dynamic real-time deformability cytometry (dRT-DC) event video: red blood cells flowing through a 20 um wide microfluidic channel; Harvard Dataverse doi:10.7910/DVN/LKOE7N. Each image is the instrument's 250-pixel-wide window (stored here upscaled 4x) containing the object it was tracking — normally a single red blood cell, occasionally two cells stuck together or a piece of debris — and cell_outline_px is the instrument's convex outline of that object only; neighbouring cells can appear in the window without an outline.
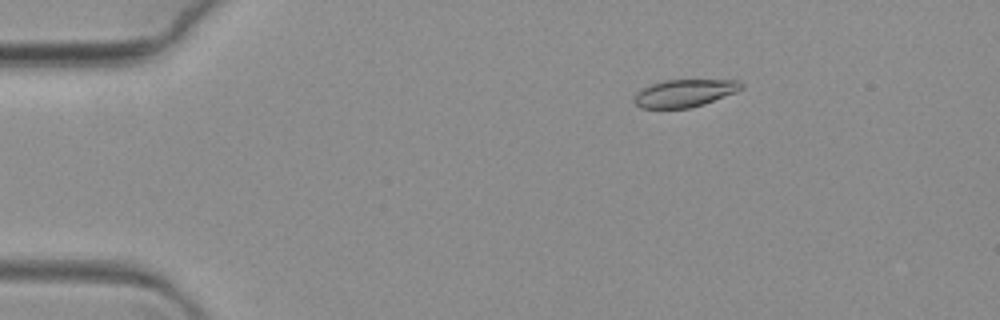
{"species": "common noctule bat (a hibernating species)", "species_latin": "Nyctalus noctula", "temperature_condition": "warm", "stored_images_in_passage": 52, "camera_frame_rate_fps": 3000, "um_per_image_px": 0.085, "animal": {"sex": "female", "body_mass_g": 19.3, "forearm_length_mm": 54.1}, "frame": {"image": 1, "passage_image": 6, "time_ms": 1.667, "image_size_px": [1000, 320], "cell_outline_px": [[744, 88], [736, 92], [704, 104], [688, 108], [640, 108], [632, 100], [636, 92], [652, 84], [664, 80], [740, 80], [744, 84]], "centroid_in_image_um": [58.2, 7.91], "position_along_channel_um": 26.8, "area_um2": 17.22}}
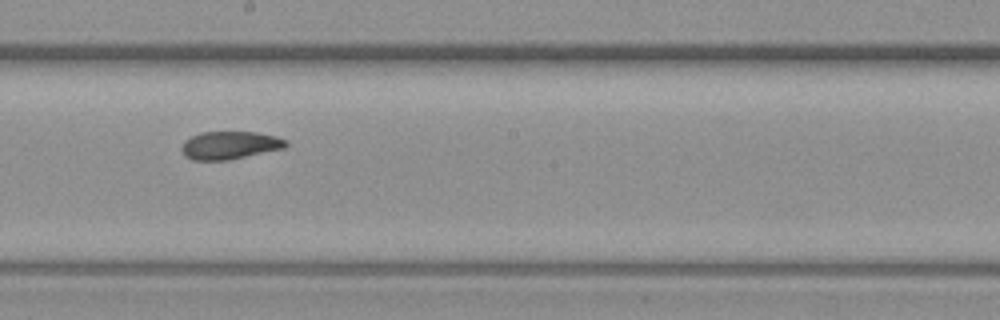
{"frame": {"image": 2, "passage_image": 33, "time_ms": 10.667, "image_size_px": [1000, 320], "cell_outline_px": [[288, 144], [284, 148], [228, 160], [192, 160], [184, 156], [180, 148], [184, 140], [200, 132], [256, 132], [276, 136], [288, 140]], "centroid_in_image_um": [19.51, 12.34], "position_along_channel_um": 228.7, "area_um2": 17.05}}
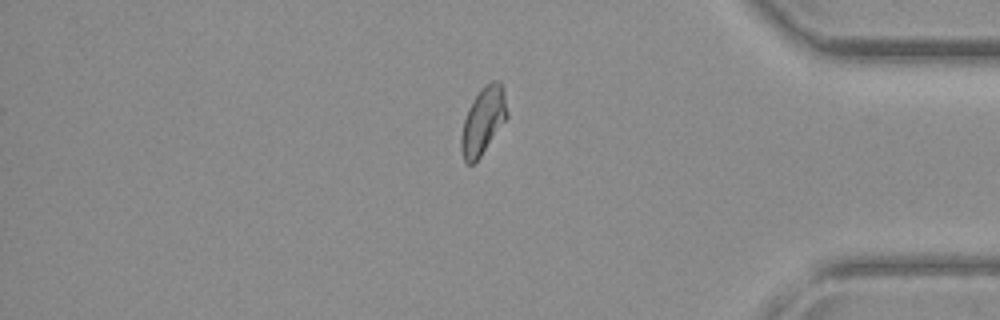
{"frame": {"image": 3, "passage_image": 52, "time_ms": 17.0, "image_size_px": [1000, 320], "cell_outline_px": [[508, 116], [480, 156], [472, 164], [468, 164], [464, 160], [460, 148], [460, 136], [464, 120], [468, 108], [472, 100], [480, 88], [484, 84], [492, 80], [500, 80], [504, 88], [508, 112]], "centroid_in_image_um": [41.06, 10.2], "position_along_channel_um": 394.1, "area_um2": 18.03}}